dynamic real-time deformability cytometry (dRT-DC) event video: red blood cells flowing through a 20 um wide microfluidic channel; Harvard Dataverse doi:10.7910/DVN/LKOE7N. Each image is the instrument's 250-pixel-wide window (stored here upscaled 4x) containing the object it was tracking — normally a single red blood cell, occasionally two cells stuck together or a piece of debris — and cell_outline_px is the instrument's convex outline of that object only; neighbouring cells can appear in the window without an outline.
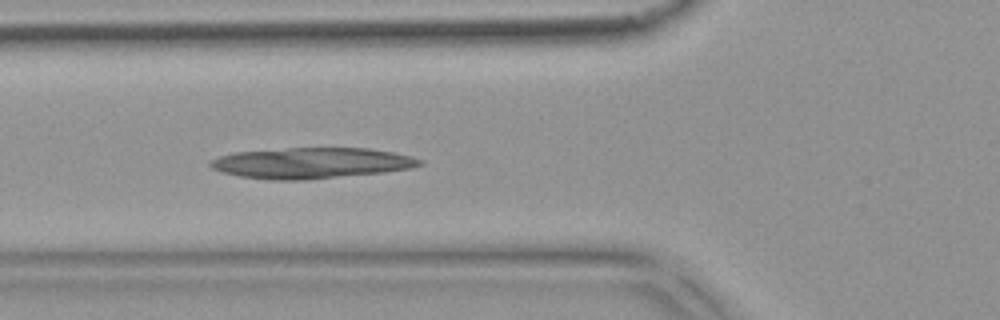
{"species": "common noctule bat (a hibernating species)", "species_latin": "Nyctalus noctula", "temperature_condition": "warm", "stored_images_in_passage": 46, "camera_frame_rate_fps": 3000, "um_per_image_px": 0.085, "animal": {"sex": "female", "body_mass_g": 18.4}, "frame": {"image": 1, "passage_image": 15, "time_ms": 4.667, "image_size_px": [1000, 320], "cell_outline_px": [[424, 164], [412, 168], [384, 172], [304, 180], [272, 180], [240, 176], [220, 172], [212, 168], [208, 164], [208, 160], [232, 152], [288, 148], [368, 148], [392, 152], [412, 156], [424, 160]], "centroid_in_image_um": [26.46, 13.85], "position_along_channel_um": 99.3, "area_um2": 37.8}}
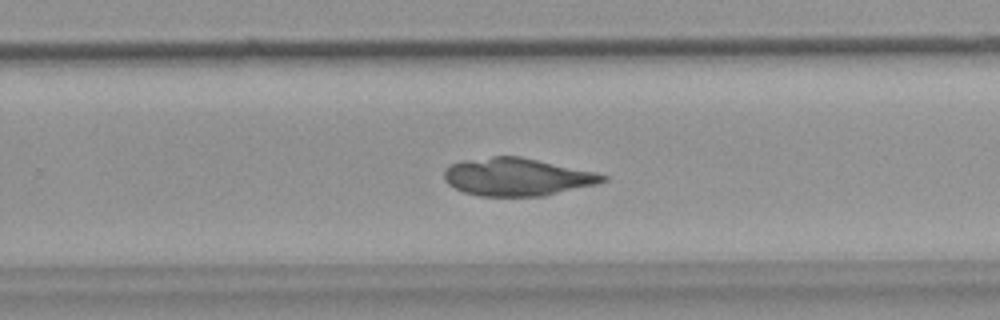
{"frame": {"image": 2, "passage_image": 30, "time_ms": 9.667, "image_size_px": [1000, 320], "cell_outline_px": [[608, 180], [596, 184], [544, 196], [480, 196], [464, 192], [448, 184], [444, 180], [444, 168], [460, 160], [492, 156], [520, 156], [596, 172], [608, 176]], "centroid_in_image_um": [43.93, 15.03], "position_along_channel_um": 285.9, "area_um2": 35.03}}
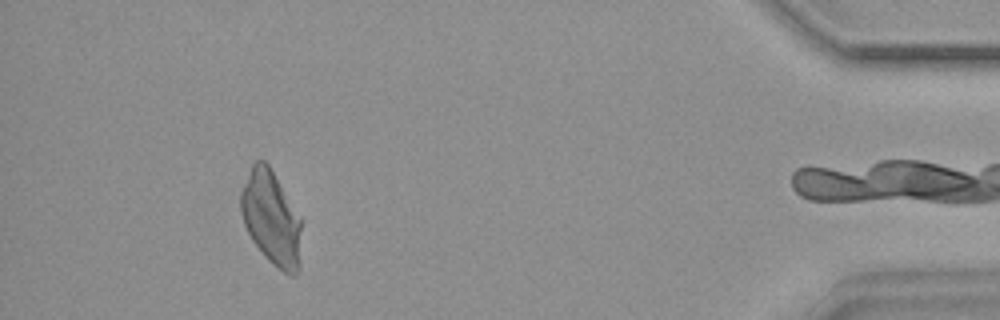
{"frame": {"image": 3, "passage_image": 45, "time_ms": 14.667, "image_size_px": [1000, 320], "cell_outline_px": [[300, 268], [296, 276], [288, 276], [272, 264], [264, 256], [252, 240], [244, 224], [240, 212], [240, 192], [252, 164], [256, 160], [264, 160], [268, 164], [300, 216]], "centroid_in_image_um": [23.05, 18.57], "position_along_channel_um": 412.1, "area_um2": 33.29}}